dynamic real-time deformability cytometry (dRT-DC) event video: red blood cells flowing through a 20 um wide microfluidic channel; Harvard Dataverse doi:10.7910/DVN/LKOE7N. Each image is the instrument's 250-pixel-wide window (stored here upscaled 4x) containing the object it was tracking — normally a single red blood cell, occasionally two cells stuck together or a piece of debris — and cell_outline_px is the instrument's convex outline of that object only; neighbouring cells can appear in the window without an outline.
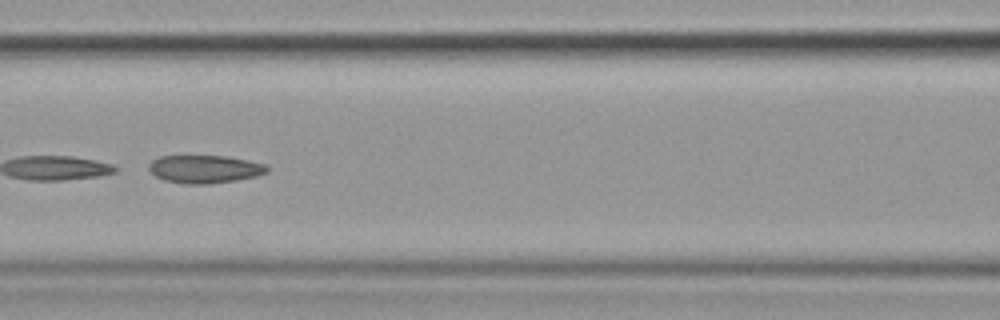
{"species": "common noctule bat (a hibernating species)", "species_latin": "Nyctalus noctula", "temperature_condition": "cold", "stored_images_in_passage": 6, "camera_frame_rate_fps": 3000, "um_per_image_px": 0.085, "animal": {"sex": "female", "body_mass_g": 19.9}, "frame": {"image": 1, "passage_image": 6, "time_ms": 6.0, "image_size_px": [1000, 320], "cell_outline_px": [[268, 172], [256, 176], [236, 180], [208, 184], [184, 184], [164, 180], [156, 176], [148, 168], [148, 164], [152, 160], [160, 156], [224, 156], [264, 164], [268, 168]], "centroid_in_image_um": [17.36, 14.38], "position_along_channel_um": 149.2, "area_um2": 19.07}}